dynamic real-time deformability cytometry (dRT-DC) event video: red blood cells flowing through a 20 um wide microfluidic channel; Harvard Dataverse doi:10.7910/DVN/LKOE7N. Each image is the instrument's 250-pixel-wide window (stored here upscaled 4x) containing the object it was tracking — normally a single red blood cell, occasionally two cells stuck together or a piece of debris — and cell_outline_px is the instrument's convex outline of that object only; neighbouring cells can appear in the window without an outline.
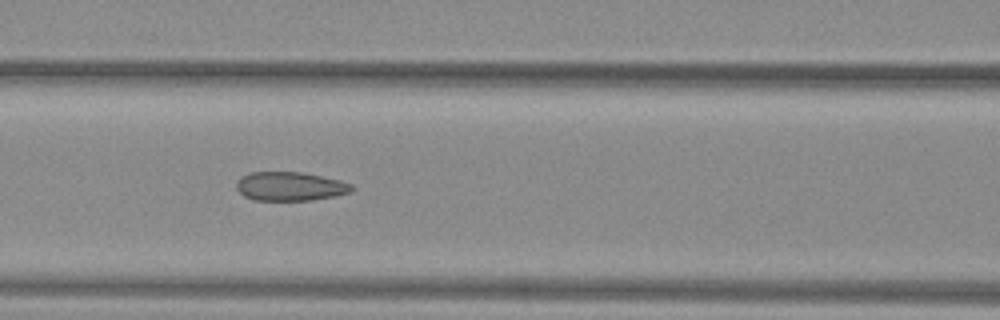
{"species": "common noctule bat (a hibernating species)", "species_latin": "Nyctalus noctula", "temperature_condition": "warm", "stored_images_in_passage": 31, "camera_frame_rate_fps": 3000, "um_per_image_px": 0.085, "animal": {"sex": "female", "body_mass_g": 29.2, "forearm_length_mm": 56.3}, "frame": {"image": 1, "passage_image": 9, "time_ms": 2.667, "image_size_px": [1000, 320], "cell_outline_px": [[356, 188], [352, 192], [336, 196], [312, 200], [256, 200], [244, 196], [236, 188], [236, 180], [240, 176], [248, 172], [304, 172], [340, 180], [352, 184]], "centroid_in_image_um": [24.68, 15.83], "position_along_channel_um": 141.9, "area_um2": 19.71}}
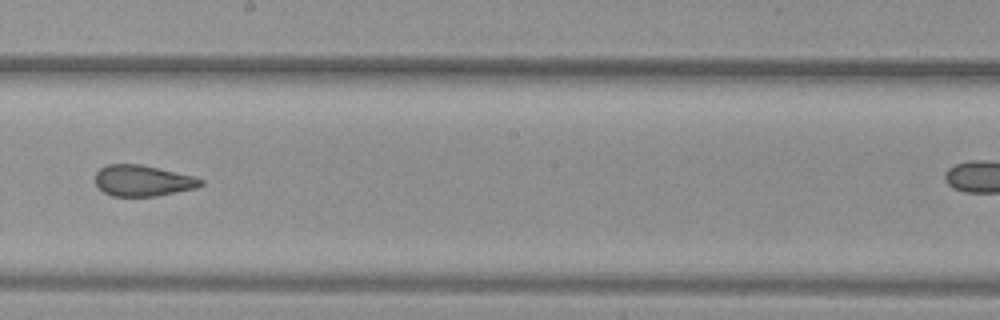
{"frame": {"image": 2, "passage_image": 16, "time_ms": 5.0, "image_size_px": [1000, 320], "cell_outline_px": [[204, 184], [196, 188], [156, 196], [112, 196], [104, 192], [96, 184], [96, 172], [100, 168], [108, 164], [140, 164], [192, 176], [204, 180]], "centroid_in_image_um": [12.13, 15.36], "position_along_channel_um": 236.1, "area_um2": 18.9}}
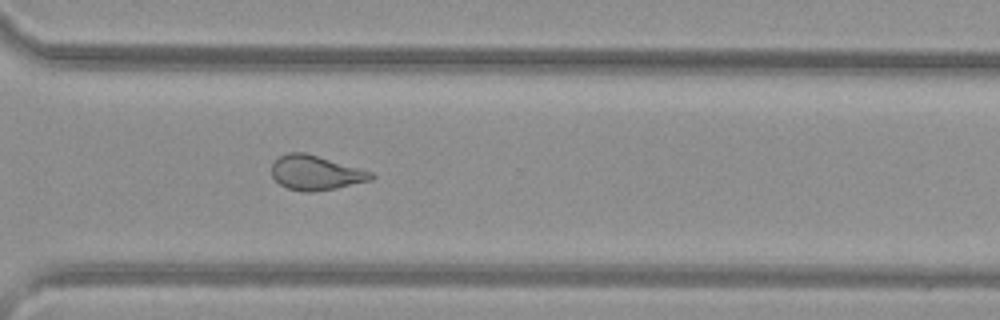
{"frame": {"image": 3, "passage_image": 24, "time_ms": 7.667, "image_size_px": [1000, 320], "cell_outline_px": [[376, 176], [372, 180], [336, 188], [312, 192], [304, 192], [288, 188], [280, 184], [272, 176], [272, 164], [280, 156], [288, 152], [304, 152], [360, 168], [372, 172]], "centroid_in_image_um": [26.85, 14.69], "position_along_channel_um": 343.8, "area_um2": 19.94}}